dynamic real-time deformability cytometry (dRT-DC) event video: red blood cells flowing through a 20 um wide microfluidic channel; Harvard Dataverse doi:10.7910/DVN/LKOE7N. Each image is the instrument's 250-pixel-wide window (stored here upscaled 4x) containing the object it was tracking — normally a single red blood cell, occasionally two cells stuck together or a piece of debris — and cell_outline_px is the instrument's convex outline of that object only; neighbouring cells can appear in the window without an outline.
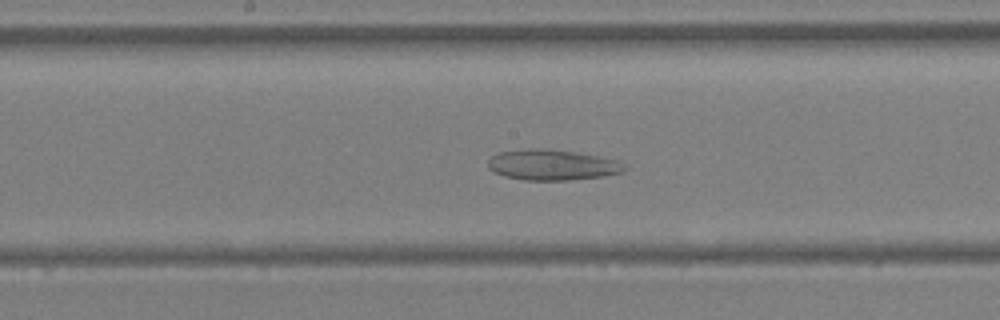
{"species": "Egyptian fruit bat (a non-hibernating species)", "species_latin": "Rousettus aegyptiacus", "temperature_condition": "warm", "stored_images_in_passage": 53, "camera_frame_rate_fps": 3000, "um_per_image_px": 0.085, "animal": {"sex": "female"}, "frame": {"image": 1, "passage_image": 28, "time_ms": 9.0, "image_size_px": [1000, 320], "cell_outline_px": [[628, 168], [624, 172], [600, 176], [568, 180], [524, 180], [504, 176], [492, 172], [488, 168], [488, 160], [492, 156], [500, 152], [524, 148], [548, 148], [576, 152], [616, 160]], "centroid_in_image_um": [46.88, 14.01], "position_along_channel_um": 201.3, "area_um2": 24.39}}
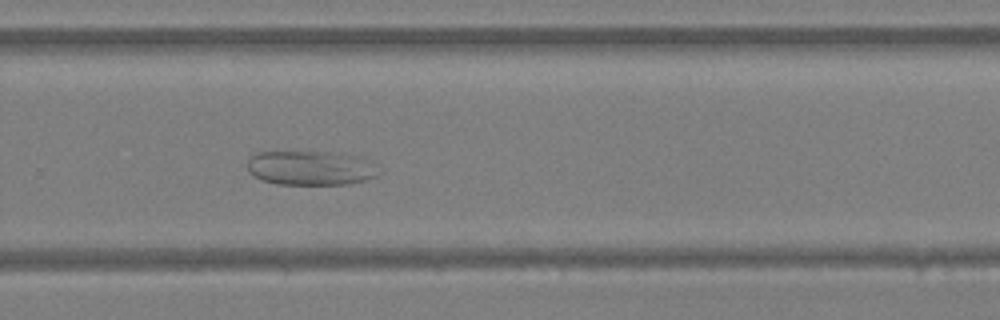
{"frame": {"image": 2, "passage_image": 36, "time_ms": 11.667, "image_size_px": [1000, 320], "cell_outline_px": [[380, 164], [376, 176], [364, 180], [344, 184], [276, 184], [260, 180], [252, 176], [248, 172], [248, 160], [252, 156], [260, 152], [340, 152], [364, 156]], "centroid_in_image_um": [26.47, 14.26], "position_along_channel_um": 303.3, "area_um2": 26.88}}
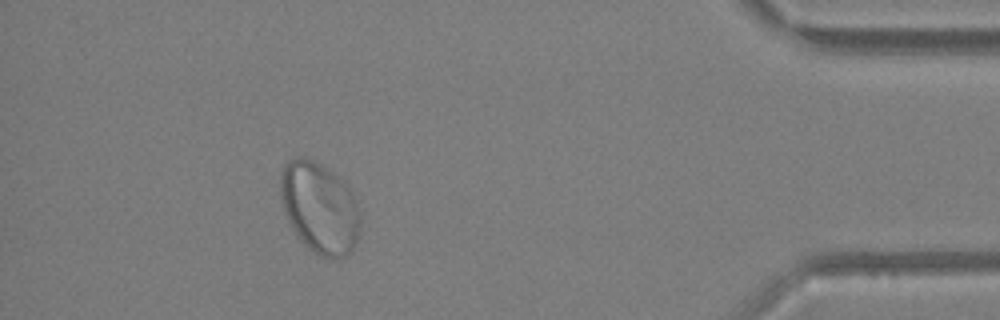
{"frame": {"image": 3, "passage_image": 48, "time_ms": 15.667, "image_size_px": [1000, 320], "cell_outline_px": [[360, 228], [356, 244], [352, 252], [344, 256], [320, 256], [308, 248], [296, 232], [288, 220], [284, 208], [280, 192], [280, 176], [288, 160], [296, 156], [304, 156], [320, 164], [336, 176], [352, 192], [356, 200], [360, 216]], "centroid_in_image_um": [27.17, 17.65], "position_along_channel_um": 408.0, "area_um2": 41.79}}